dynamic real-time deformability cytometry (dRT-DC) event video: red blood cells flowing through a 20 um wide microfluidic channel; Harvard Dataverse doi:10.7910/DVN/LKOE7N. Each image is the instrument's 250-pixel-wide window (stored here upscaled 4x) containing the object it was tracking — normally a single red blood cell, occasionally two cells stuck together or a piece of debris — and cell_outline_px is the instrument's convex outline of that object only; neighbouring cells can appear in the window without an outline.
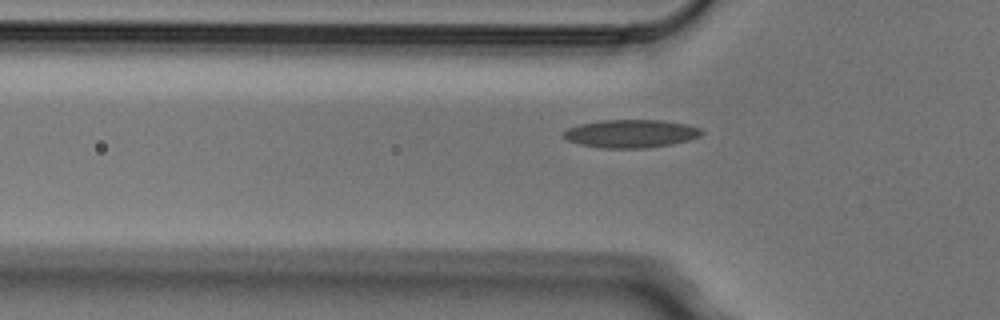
{"species": "Egyptian fruit bat (a non-hibernating species)", "species_latin": "Rousettus aegyptiacus", "temperature_condition": "cold", "stored_images_in_passage": 5, "segment_of_instrument_passage": [2, 2], "camera_frame_rate_fps": 3000, "um_per_image_px": 0.085, "animal": {"sex": "male"}, "frame": {"image": 1, "passage_image": 5, "time_ms": 1.333, "image_size_px": [1000, 320], "cell_outline_px": [[704, 132], [700, 136], [688, 140], [672, 144], [644, 148], [600, 148], [580, 144], [568, 140], [564, 136], [564, 132], [568, 128], [580, 124], [600, 120], [660, 120], [688, 124], [700, 128]], "centroid_in_image_um": [53.65, 11.35], "position_along_channel_um": 72.1, "area_um2": 22.54}}